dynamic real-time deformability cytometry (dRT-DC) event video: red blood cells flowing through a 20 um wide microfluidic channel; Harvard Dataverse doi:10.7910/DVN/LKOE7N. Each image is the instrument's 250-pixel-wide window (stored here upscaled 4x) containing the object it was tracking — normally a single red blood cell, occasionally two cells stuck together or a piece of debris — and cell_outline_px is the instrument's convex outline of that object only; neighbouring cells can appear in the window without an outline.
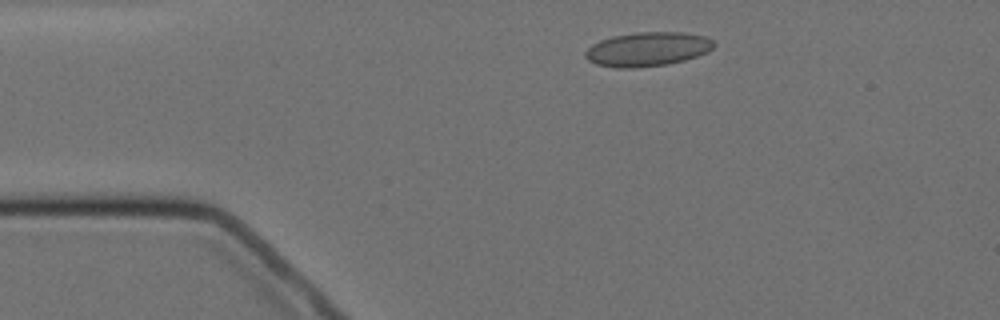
{"species": "Egyptian fruit bat (a non-hibernating species)", "species_latin": "Rousettus aegyptiacus", "temperature_condition": "cold", "stored_images_in_passage": 9, "camera_frame_rate_fps": 3000, "um_per_image_px": 0.085, "animal": {"sex": "female"}, "frame": {"image": 1, "passage_image": 3, "time_ms": 2.333, "image_size_px": [1000, 320], "cell_outline_px": [[716, 44], [708, 52], [684, 60], [668, 64], [636, 68], [616, 68], [596, 64], [588, 60], [584, 56], [584, 52], [592, 44], [600, 40], [612, 36], [636, 32], [684, 32], [704, 36], [712, 40]], "centroid_in_image_um": [55.02, 4.18], "position_along_channel_um": 30.0, "area_um2": 25.72}}
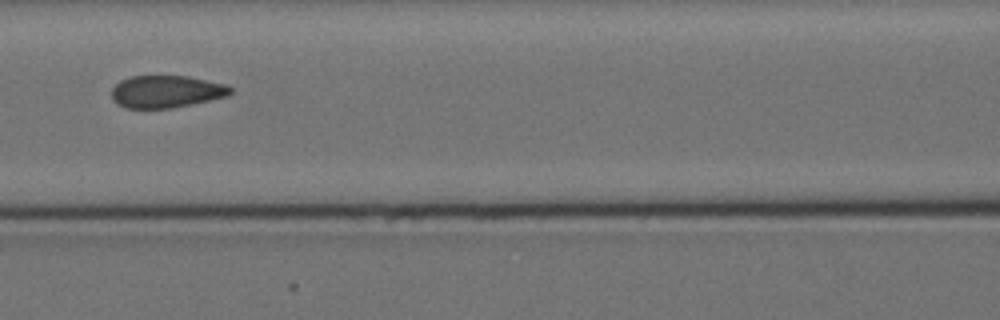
{"frame": {"image": 2, "passage_image": 7, "time_ms": 7.0, "image_size_px": [1000, 320], "cell_outline_px": [[232, 92], [228, 96], [192, 104], [172, 108], [124, 108], [116, 104], [112, 100], [112, 88], [120, 80], [128, 76], [188, 76], [228, 84], [232, 88]], "centroid_in_image_um": [14.13, 7.78], "position_along_channel_um": 152.5, "area_um2": 22.66}}
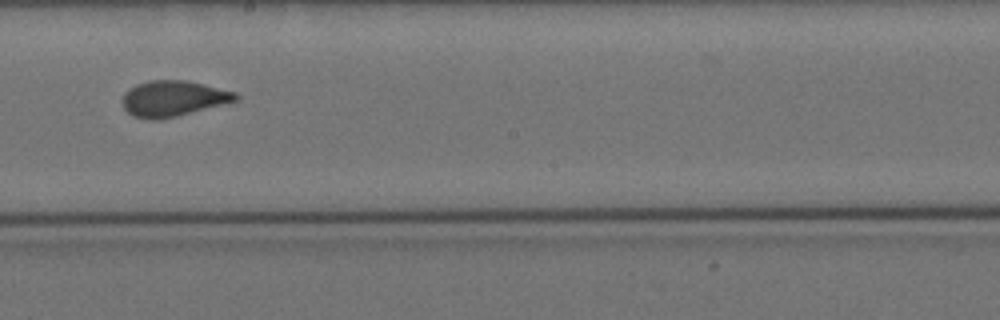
{"frame": {"image": 3, "passage_image": 9, "time_ms": 9.333, "image_size_px": [1000, 320], "cell_outline_px": [[240, 100], [176, 116], [156, 120], [148, 120], [132, 116], [124, 108], [124, 92], [136, 84], [148, 80], [184, 80], [236, 92], [240, 96]], "centroid_in_image_um": [14.72, 8.38], "position_along_channel_um": 233.5, "area_um2": 23.47}}